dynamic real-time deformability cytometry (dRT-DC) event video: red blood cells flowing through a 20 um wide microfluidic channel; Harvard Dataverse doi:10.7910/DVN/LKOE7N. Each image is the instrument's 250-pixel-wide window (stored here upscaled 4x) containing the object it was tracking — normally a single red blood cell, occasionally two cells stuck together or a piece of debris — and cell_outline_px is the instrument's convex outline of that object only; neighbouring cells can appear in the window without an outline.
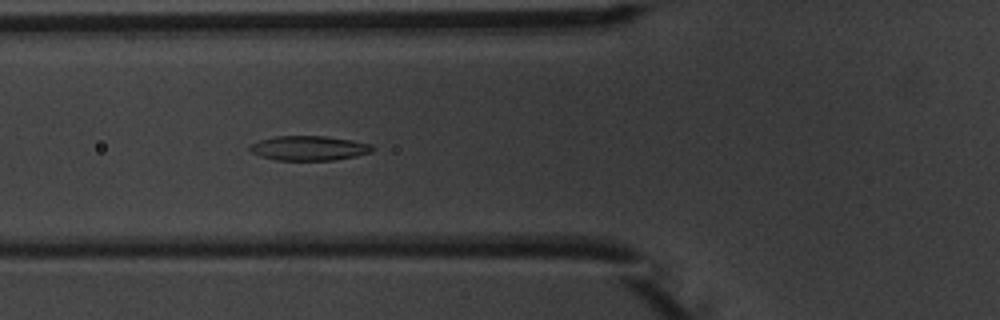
{"species": "common noctule bat (a hibernating species)", "species_latin": "Nyctalus noctula", "temperature_condition": "warm", "stored_images_in_passage": 6, "camera_frame_rate_fps": 3000, "um_per_image_px": 0.085, "animal": {"sex": "male", "body_mass_g": 20.1, "forearm_length_mm": 53.5}, "frame": {"image": 1, "passage_image": 6, "time_ms": 6.0, "image_size_px": [1000, 320], "cell_outline_px": [[376, 148], [372, 152], [356, 156], [332, 160], [276, 160], [260, 156], [252, 152], [248, 148], [252, 144], [260, 140], [276, 136], [324, 136], [352, 140], [372, 144]], "centroid_in_image_um": [26.3, 12.59], "position_along_channel_um": 99.5, "area_um2": 17.57}}